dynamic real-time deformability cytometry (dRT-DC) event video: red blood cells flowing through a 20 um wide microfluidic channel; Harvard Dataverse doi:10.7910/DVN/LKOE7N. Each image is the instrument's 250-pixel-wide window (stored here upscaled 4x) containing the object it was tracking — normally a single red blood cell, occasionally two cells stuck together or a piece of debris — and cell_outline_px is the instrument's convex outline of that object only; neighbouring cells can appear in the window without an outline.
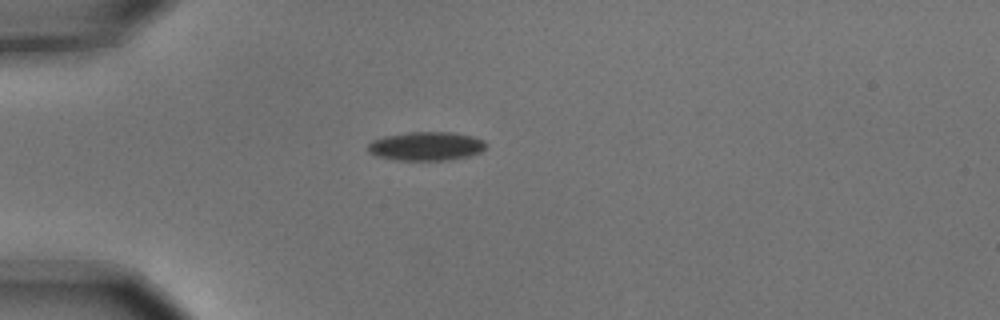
{"species": "common noctule bat (a hibernating species)", "species_latin": "Nyctalus noctula", "temperature_condition": "cold", "stored_images_in_passage": 1, "camera_frame_rate_fps": 3000, "um_per_image_px": 0.085, "animal": {"sex": "male", "body_mass_g": 15.6}, "frame": {"image": 1, "passage_image": 1, "time_ms": 0.0, "image_size_px": [1000, 320], "cell_outline_px": [[488, 144], [480, 152], [468, 156], [452, 160], [396, 160], [376, 156], [368, 152], [368, 144], [372, 140], [384, 136], [408, 132], [452, 132], [472, 136], [484, 140]], "centroid_in_image_um": [36.22, 12.42], "position_along_channel_um": 48.8, "area_um2": 19.94}}